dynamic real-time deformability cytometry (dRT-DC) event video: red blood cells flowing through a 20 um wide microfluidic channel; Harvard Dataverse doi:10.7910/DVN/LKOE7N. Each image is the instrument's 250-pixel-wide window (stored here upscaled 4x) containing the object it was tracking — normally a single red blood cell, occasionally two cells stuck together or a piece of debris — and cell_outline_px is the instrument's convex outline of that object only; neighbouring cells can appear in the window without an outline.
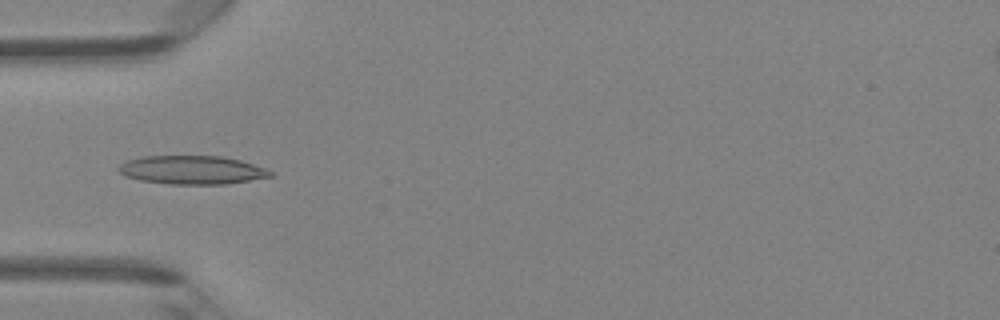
{"species": "Egyptian fruit bat (a non-hibernating species)", "species_latin": "Rousettus aegyptiacus", "temperature_condition": "room temperature", "stored_images_in_passage": 35, "camera_frame_rate_fps": 3000, "um_per_image_px": 0.085, "animal": {"sex": "female"}, "frame": {"image": 1, "passage_image": 4, "time_ms": 1.0, "image_size_px": [1000, 320], "cell_outline_px": [[272, 176], [224, 184], [168, 184], [140, 180], [124, 176], [116, 168], [124, 160], [140, 156], [220, 156], [240, 160], [264, 168], [272, 172]], "centroid_in_image_um": [16.23, 14.44], "position_along_channel_um": 68.8, "area_um2": 25.2}}
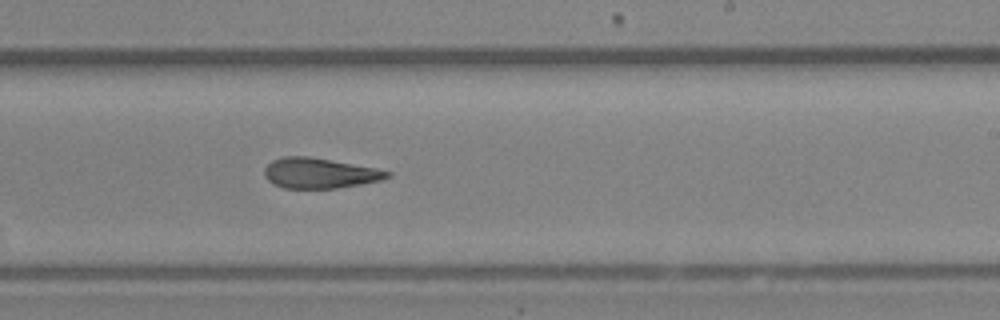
{"frame": {"image": 2, "passage_image": 17, "time_ms": 5.333, "image_size_px": [1000, 320], "cell_outline_px": [[392, 176], [380, 180], [360, 184], [336, 188], [284, 188], [272, 184], [264, 176], [264, 168], [272, 160], [284, 156], [308, 156], [376, 168], [392, 172]], "centroid_in_image_um": [27.14, 14.71], "position_along_channel_um": 261.9, "area_um2": 21.68}}
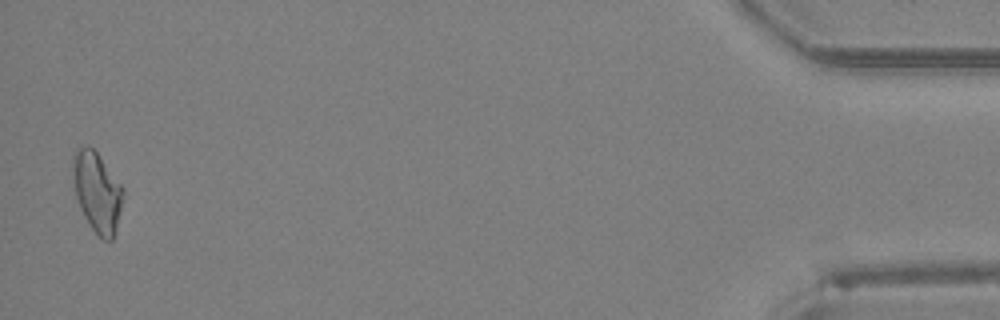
{"frame": {"image": 3, "passage_image": 34, "time_ms": 11.0, "image_size_px": [1000, 320], "cell_outline_px": [[124, 192], [112, 240], [104, 240], [88, 224], [80, 208], [76, 196], [72, 176], [72, 156], [76, 148], [80, 144], [88, 144], [96, 152], [124, 188]], "centroid_in_image_um": [8.21, 16.24], "position_along_channel_um": 427.0, "area_um2": 23.24}}